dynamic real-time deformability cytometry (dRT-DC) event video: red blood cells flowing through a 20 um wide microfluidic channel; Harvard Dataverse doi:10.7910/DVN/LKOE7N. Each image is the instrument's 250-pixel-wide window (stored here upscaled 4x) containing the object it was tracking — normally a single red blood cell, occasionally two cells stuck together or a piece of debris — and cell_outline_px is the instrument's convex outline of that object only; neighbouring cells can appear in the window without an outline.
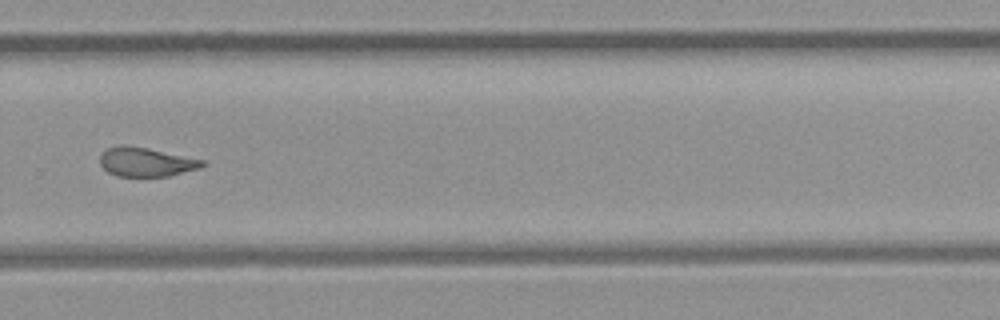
{"species": "common noctule bat (a hibernating species)", "species_latin": "Nyctalus noctula", "temperature_condition": "room temperature", "stored_images_in_passage": 39, "camera_frame_rate_fps": 3000, "um_per_image_px": 0.085, "animal": {"sex": "female", "body_mass_g": 21.9}, "frame": {"image": 1, "passage_image": 23, "time_ms": 7.333, "image_size_px": [1000, 320], "cell_outline_px": [[204, 164], [200, 168], [168, 176], [116, 176], [108, 172], [100, 164], [100, 156], [108, 148], [120, 144], [124, 144], [148, 148], [204, 160]], "centroid_in_image_um": [12.39, 13.76], "position_along_channel_um": 317.4, "area_um2": 17.22}, "authors_computed_cell_mechanics": {"area_um2": 18.207, "velocity_mm_per_s": 3.9871, "shape_relaxation_time_tau1_ms": null, "shape_relaxation_time_tau2_ms": 2.4155, "deformation_change_tau1": null, "deformation_change_tau2": 0.0931}}